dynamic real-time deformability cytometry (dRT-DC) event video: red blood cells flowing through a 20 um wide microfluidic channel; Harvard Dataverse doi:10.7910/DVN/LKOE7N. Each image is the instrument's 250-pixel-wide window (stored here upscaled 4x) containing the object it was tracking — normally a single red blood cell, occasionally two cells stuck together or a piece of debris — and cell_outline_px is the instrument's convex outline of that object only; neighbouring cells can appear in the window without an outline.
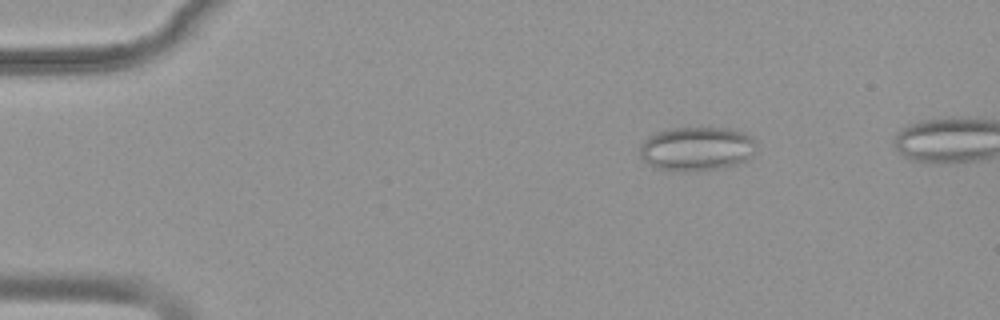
{"species": "common noctule bat (a hibernating species)", "species_latin": "Nyctalus noctula", "temperature_condition": "warm", "stored_images_in_passage": 51, "camera_frame_rate_fps": 3000, "um_per_image_px": 0.085, "animal": {"sex": "female", "body_mass_g": 19.9}, "frame": {"image": 1, "passage_image": 9, "time_ms": 2.667, "image_size_px": [1000, 320], "cell_outline_px": [[756, 152], [748, 160], [736, 164], [716, 168], [684, 172], [668, 172], [656, 168], [648, 164], [640, 156], [640, 144], [644, 140], [656, 132], [668, 128], [728, 128], [752, 136], [756, 140]], "centroid_in_image_um": [59.21, 12.65], "position_along_channel_um": 25.8, "area_um2": 30.29}}
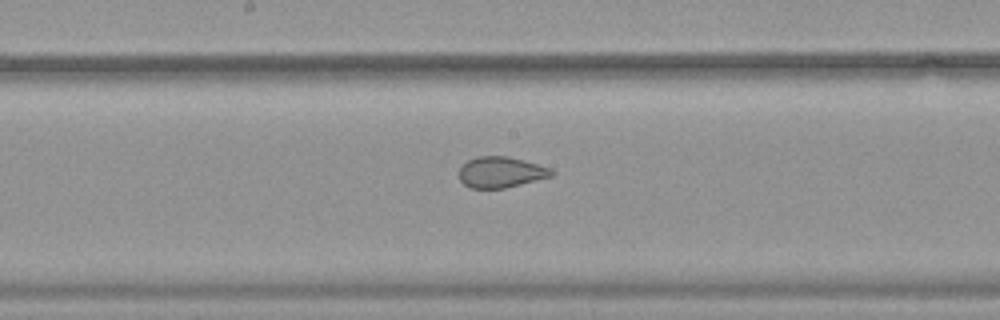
{"frame": {"image": 2, "passage_image": 29, "time_ms": 9.333, "image_size_px": [1000, 320], "cell_outline_px": [[556, 172], [552, 176], [504, 188], [468, 188], [456, 176], [460, 168], [468, 160], [476, 156], [508, 156], [524, 160], [552, 168]], "centroid_in_image_um": [42.56, 14.63], "position_along_channel_um": 205.6, "area_um2": 16.82}}
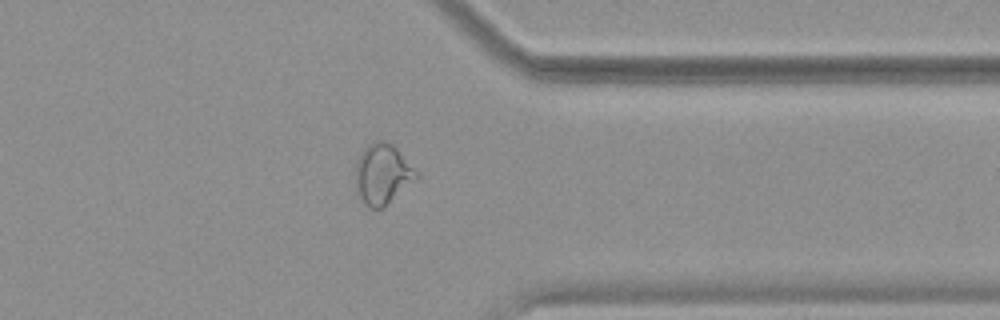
{"frame": {"image": 3, "passage_image": 43, "time_ms": 14.0, "image_size_px": [1000, 320], "cell_outline_px": [[420, 176], [384, 208], [368, 208], [364, 204], [356, 188], [356, 160], [360, 152], [368, 144], [376, 140], [384, 140], [392, 144], [396, 148]], "centroid_in_image_um": [32.5, 14.8], "position_along_channel_um": 378.9, "area_um2": 21.39}}